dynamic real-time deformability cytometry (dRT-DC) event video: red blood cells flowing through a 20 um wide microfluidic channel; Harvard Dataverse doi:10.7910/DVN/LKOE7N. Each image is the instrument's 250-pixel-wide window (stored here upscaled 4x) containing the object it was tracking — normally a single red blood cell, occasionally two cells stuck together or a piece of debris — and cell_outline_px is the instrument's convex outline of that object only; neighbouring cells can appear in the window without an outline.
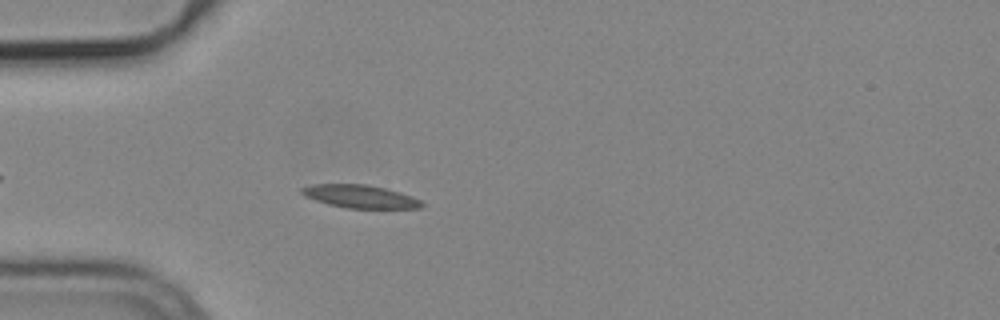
{"species": "common noctule bat (a hibernating species)", "species_latin": "Nyctalus noctula", "temperature_condition": "cold", "stored_images_in_passage": 44, "camera_frame_rate_fps": 3000, "um_per_image_px": 0.085, "animal": {"sex": "male", "body_mass_g": 19.2, "forearm_length_mm": 51.8}, "frame": {"image": 1, "passage_image": 6, "time_ms": 1.667, "image_size_px": [1000, 320], "cell_outline_px": [[424, 204], [420, 208], [348, 208], [328, 204], [304, 196], [300, 192], [300, 188], [312, 184], [364, 184], [384, 188], [400, 192], [412, 196], [420, 200]], "centroid_in_image_um": [30.59, 16.69], "position_along_channel_um": 54.4, "area_um2": 16.01}}
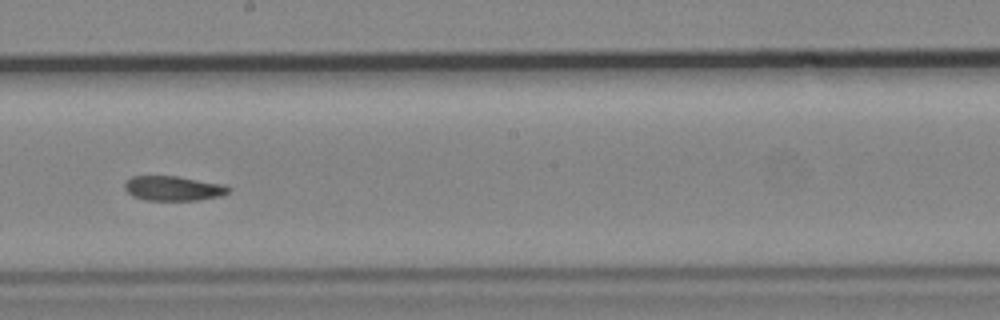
{"frame": {"image": 2, "passage_image": 21, "time_ms": 6.667, "image_size_px": [1000, 320], "cell_outline_px": [[232, 188], [228, 192], [220, 196], [196, 200], [148, 200], [132, 196], [124, 188], [124, 184], [132, 176], [176, 176], [224, 184]], "centroid_in_image_um": [14.74, 16.0], "position_along_channel_um": 233.5, "area_um2": 14.85}}
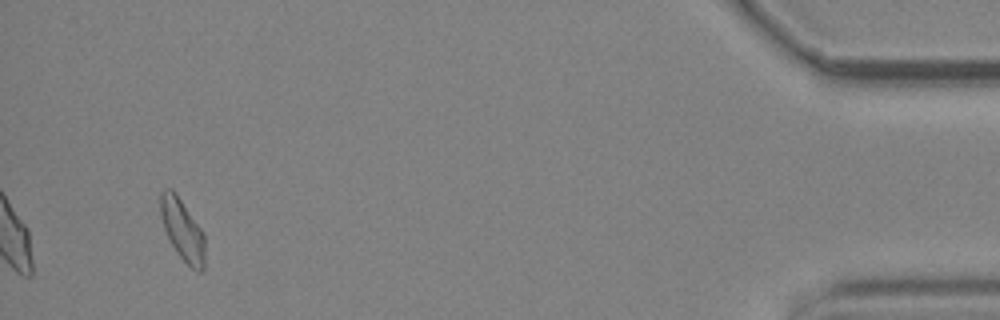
{"frame": {"image": 3, "passage_image": 42, "time_ms": 13.667, "image_size_px": [1000, 320], "cell_outline_px": [[204, 268], [200, 272], [196, 272], [176, 252], [164, 228], [160, 216], [160, 192], [164, 188], [172, 188], [176, 192], [204, 232]], "centroid_in_image_um": [15.5, 19.49], "position_along_channel_um": 419.7, "area_um2": 16.01}, "authors_computed_cell_mechanics": {"area_um2": 15.5193, "velocity_mm_per_s": 3.7512, "shape_relaxation_time_tau1_ms": 3.3199, "shape_relaxation_time_tau2_ms": 3.743, "deformation_change_tau1": 0.1261, "deformation_change_tau2": 0.1072}}